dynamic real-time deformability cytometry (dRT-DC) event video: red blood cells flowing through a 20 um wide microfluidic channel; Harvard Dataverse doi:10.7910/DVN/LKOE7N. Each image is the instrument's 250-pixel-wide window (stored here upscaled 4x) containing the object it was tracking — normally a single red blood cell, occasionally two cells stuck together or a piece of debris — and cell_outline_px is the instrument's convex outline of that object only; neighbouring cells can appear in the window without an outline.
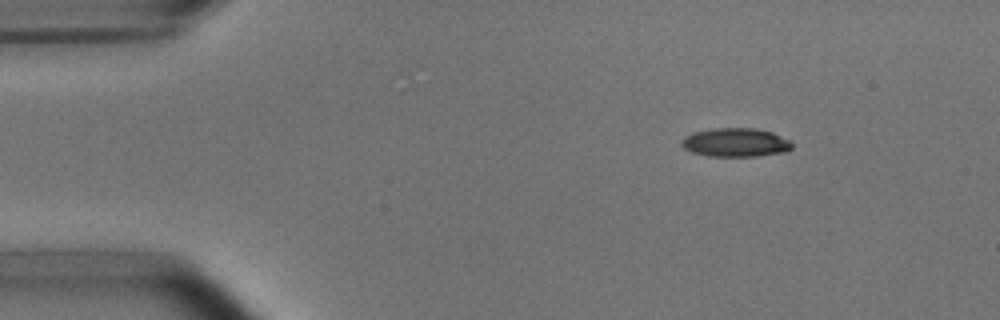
{"species": "common noctule bat (a hibernating species)", "species_latin": "Nyctalus noctula", "temperature_condition": "room temperature", "stored_images_in_passage": 46, "camera_frame_rate_fps": 3000, "um_per_image_px": 0.085, "animal": {"sex": "male", "body_mass_g": 15.6}, "frame": {"image": 1, "passage_image": 1, "time_ms": 0.0, "image_size_px": [1000, 320], "cell_outline_px": [[792, 148], [788, 152], [756, 156], [708, 156], [692, 152], [684, 148], [680, 144], [680, 140], [684, 136], [692, 132], [712, 128], [756, 128], [772, 132], [792, 140]], "centroid_in_image_um": [62.53, 12.1], "position_along_channel_um": 22.5, "area_um2": 18.84}}
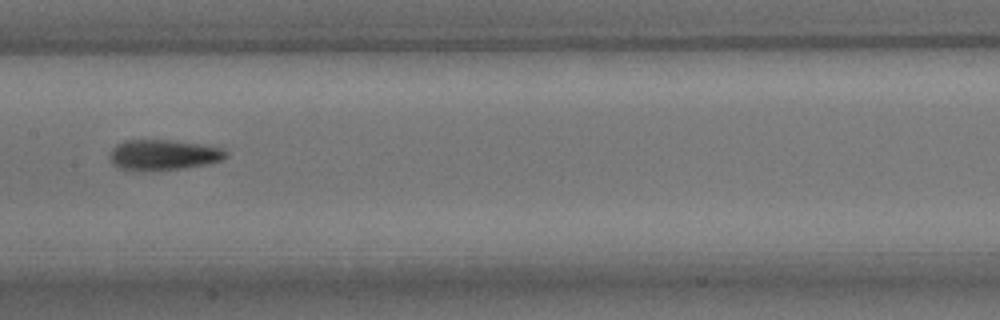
{"frame": {"image": 2, "passage_image": 20, "time_ms": 6.333, "image_size_px": [1000, 320], "cell_outline_px": [[228, 156], [224, 160], [208, 164], [184, 168], [144, 172], [132, 172], [120, 168], [112, 164], [112, 148], [116, 144], [128, 140], [172, 140], [204, 144], [220, 148], [228, 152]], "centroid_in_image_um": [13.92, 13.19], "position_along_channel_um": 193.5, "area_um2": 21.04}}
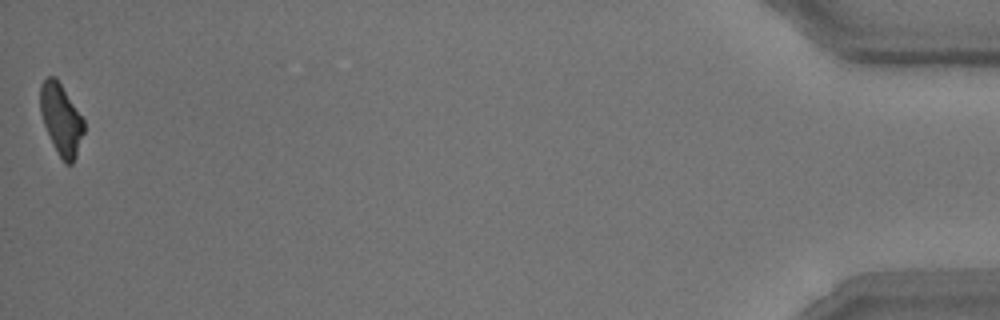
{"frame": {"image": 3, "passage_image": 46, "time_ms": 15.0, "image_size_px": [1000, 320], "cell_outline_px": [[84, 132], [76, 156], [72, 164], [64, 164], [44, 124], [40, 112], [40, 84], [48, 76], [56, 76], [84, 120]], "centroid_in_image_um": [5.2, 10.11], "position_along_channel_um": 430.0, "area_um2": 17.8}, "authors_computed_cell_mechanics": {"area_um2": 19.5653, "velocity_mm_per_s": 3.8152, "shape_relaxation_time_tau1_ms": 4.6567, "shape_relaxation_time_tau2_ms": 2.9003, "deformation_change_tau1": 0.18, "deformation_change_tau2": 0.1175}}